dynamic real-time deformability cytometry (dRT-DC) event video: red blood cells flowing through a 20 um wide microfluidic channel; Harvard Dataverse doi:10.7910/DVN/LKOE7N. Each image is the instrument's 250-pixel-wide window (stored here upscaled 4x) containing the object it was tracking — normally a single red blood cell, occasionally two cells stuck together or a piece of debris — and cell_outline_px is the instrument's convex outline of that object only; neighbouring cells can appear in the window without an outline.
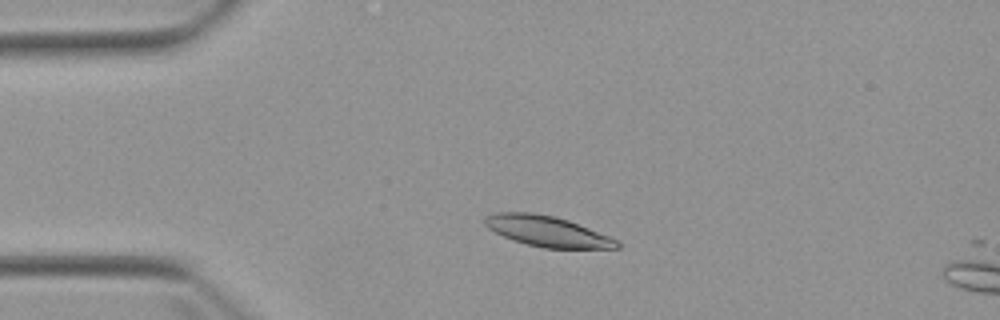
{"species": "Egyptian fruit bat (a non-hibernating species)", "species_latin": "Rousettus aegyptiacus", "temperature_condition": "warm", "stored_images_in_passage": 4, "camera_frame_rate_fps": 3000, "um_per_image_px": 0.085, "animal": {"sex": "female"}, "frame": {"image": 1, "passage_image": 3, "time_ms": 2.333, "image_size_px": [1000, 320], "cell_outline_px": [[620, 248], [544, 248], [512, 240], [488, 228], [484, 224], [484, 216], [496, 212], [532, 212], [552, 216], [568, 220], [608, 236], [616, 240], [620, 244]], "centroid_in_image_um": [46.47, 19.65], "position_along_channel_um": 38.5, "area_um2": 23.24}}